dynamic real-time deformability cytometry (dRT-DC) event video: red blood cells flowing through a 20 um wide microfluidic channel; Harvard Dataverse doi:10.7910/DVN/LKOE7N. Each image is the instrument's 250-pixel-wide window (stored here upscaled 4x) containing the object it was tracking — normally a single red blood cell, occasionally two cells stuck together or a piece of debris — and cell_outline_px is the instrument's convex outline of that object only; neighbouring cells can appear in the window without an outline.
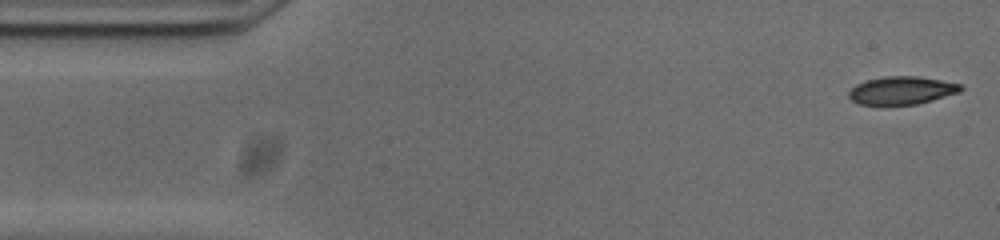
{"species": "common noctule bat (a hibernating species)", "species_latin": "Nyctalus noctula", "temperature_condition": "cold", "stored_images_in_passage": 52, "camera_frame_rate_fps": 3000, "um_per_image_px": 0.085, "animal": {"sex": "male", "body_mass_g": 20.0, "forearm_length_mm": 53.3}, "frame": {"image": 1, "passage_image": 1, "time_ms": 0.0, "image_size_px": [1000, 240], "cell_outline_px": [[964, 88], [960, 92], [932, 100], [916, 104], [884, 108], [860, 104], [852, 100], [848, 96], [848, 92], [856, 84], [868, 80], [888, 76], [916, 76], [940, 80], [960, 84]], "centroid_in_image_um": [76.6, 7.74], "position_along_channel_um": 8.4, "area_um2": 18.73}}
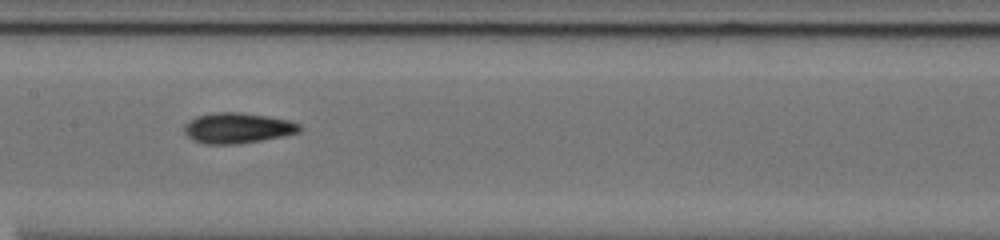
{"frame": {"image": 2, "passage_image": 24, "time_ms": 7.667, "image_size_px": [1000, 240], "cell_outline_px": [[304, 128], [300, 132], [284, 136], [236, 144], [204, 144], [192, 140], [184, 132], [184, 124], [196, 116], [216, 112], [240, 112], [268, 116], [288, 120], [300, 124]], "centroid_in_image_um": [20.2, 10.88], "position_along_channel_um": 187.2, "area_um2": 20.63}}
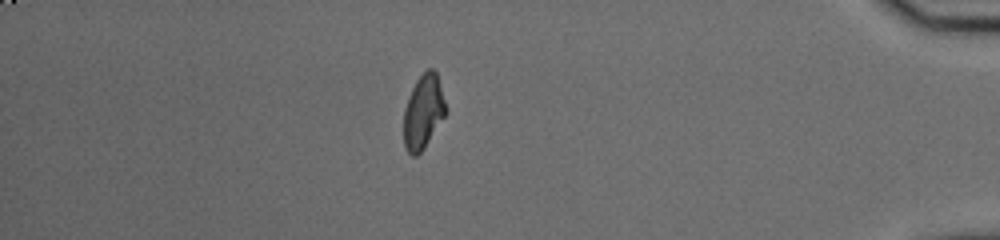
{"frame": {"image": 3, "passage_image": 45, "time_ms": 14.667, "image_size_px": [1000, 240], "cell_outline_px": [[444, 116], [424, 148], [416, 156], [412, 156], [404, 148], [404, 108], [408, 96], [416, 80], [428, 68], [432, 68], [436, 72], [444, 100]], "centroid_in_image_um": [35.94, 9.51], "position_along_channel_um": 399.3, "area_um2": 17.74}, "authors_computed_cell_mechanics": {"area_um2": 18.8717, "velocity_mm_per_s": 3.7547, "shape_relaxation_time_tau1_ms": null, "shape_relaxation_time_tau2_ms": 4.2931, "deformation_change_tau1": null, "deformation_change_tau2": 0.0979}}